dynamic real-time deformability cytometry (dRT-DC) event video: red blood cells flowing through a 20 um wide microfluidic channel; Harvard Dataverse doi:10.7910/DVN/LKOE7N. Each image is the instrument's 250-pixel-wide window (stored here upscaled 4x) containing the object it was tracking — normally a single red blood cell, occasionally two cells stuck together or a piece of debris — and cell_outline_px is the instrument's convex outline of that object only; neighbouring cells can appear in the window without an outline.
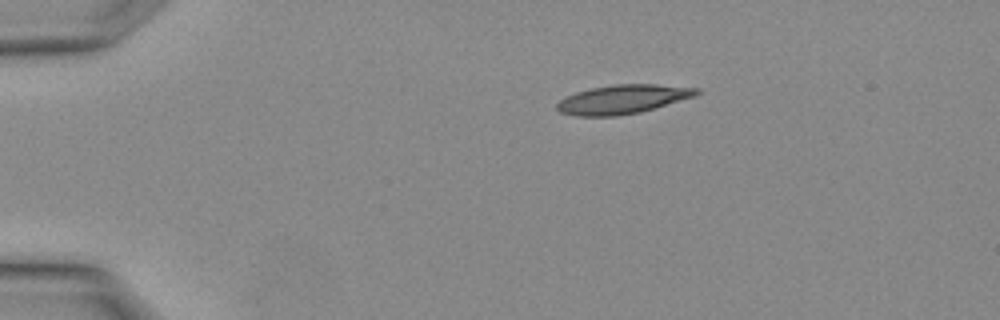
{"species": "Egyptian fruit bat (a non-hibernating species)", "species_latin": "Rousettus aegyptiacus", "temperature_condition": "warm", "stored_images_in_passage": 2, "camera_frame_rate_fps": 3000, "um_per_image_px": 0.085, "animal": {"sex": "female"}, "frame": {"image": 1, "passage_image": 2, "time_ms": 0.333, "image_size_px": [1000, 320], "cell_outline_px": [[700, 92], [692, 96], [640, 112], [616, 116], [576, 116], [560, 112], [556, 108], [556, 104], [560, 100], [576, 92], [592, 88], [616, 84], [656, 84], [700, 88]], "centroid_in_image_um": [52.89, 8.44], "position_along_channel_um": 32.1, "area_um2": 23.18}}